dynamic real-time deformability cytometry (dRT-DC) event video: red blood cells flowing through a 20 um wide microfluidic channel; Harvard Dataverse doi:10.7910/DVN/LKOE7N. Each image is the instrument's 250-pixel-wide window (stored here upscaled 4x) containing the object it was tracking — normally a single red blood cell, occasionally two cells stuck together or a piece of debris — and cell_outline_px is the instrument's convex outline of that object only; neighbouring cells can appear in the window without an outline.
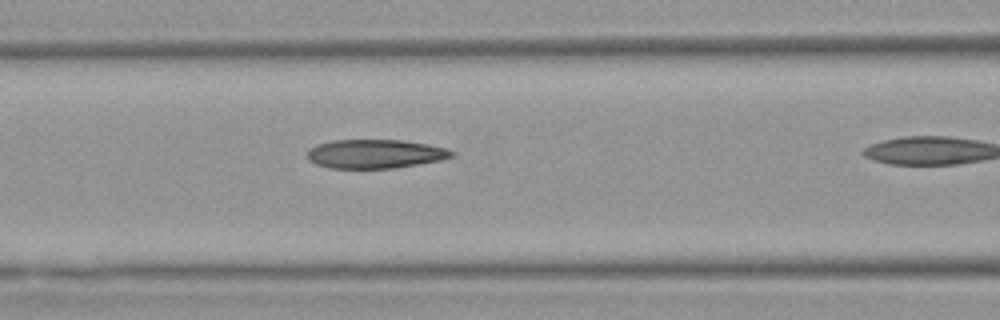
{"species": "Egyptian fruit bat (a non-hibernating species)", "species_latin": "Rousettus aegyptiacus", "temperature_condition": "warm", "stored_images_in_passage": 16, "camera_frame_rate_fps": 3000, "um_per_image_px": 0.085, "animal": {"sex": "female"}, "frame": {"image": 1, "passage_image": 12, "time_ms": 3.667, "image_size_px": [1000, 320], "cell_outline_px": [[456, 152], [452, 156], [440, 160], [396, 168], [328, 168], [316, 164], [308, 160], [304, 156], [308, 148], [316, 144], [332, 140], [404, 140], [428, 144], [444, 148]], "centroid_in_image_um": [31.81, 13.07], "position_along_channel_um": 134.8, "area_um2": 24.57}}